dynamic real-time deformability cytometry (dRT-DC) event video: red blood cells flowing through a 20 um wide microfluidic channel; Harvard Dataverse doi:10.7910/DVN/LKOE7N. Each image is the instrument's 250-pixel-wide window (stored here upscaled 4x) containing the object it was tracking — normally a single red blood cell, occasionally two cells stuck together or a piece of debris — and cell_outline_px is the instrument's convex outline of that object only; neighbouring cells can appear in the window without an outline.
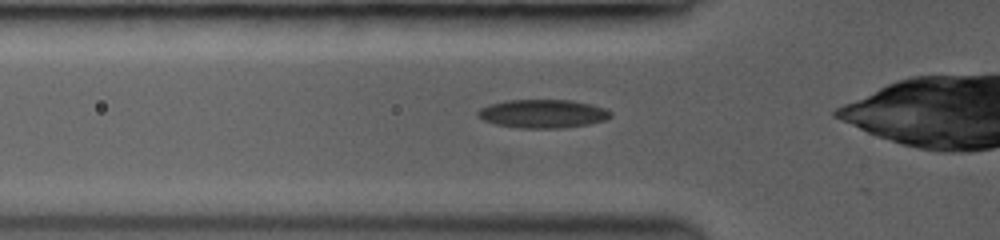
{"species": "common noctule bat (a hibernating species)", "species_latin": "Nyctalus noctula", "temperature_condition": "room temperature", "stored_images_in_passage": 44, "camera_frame_rate_fps": 3500, "um_per_image_px": 0.085, "animal": {"sex": "female", "body_mass_g": 19.0, "forearm_length_mm": 53.3}, "frame": {"image": 1, "passage_image": 14, "time_ms": 3.714, "image_size_px": [1000, 240], "cell_outline_px": [[612, 116], [604, 120], [588, 124], [560, 128], [520, 128], [496, 124], [484, 120], [476, 116], [476, 112], [480, 108], [492, 104], [508, 100], [568, 100], [588, 104], [604, 108], [612, 112]], "centroid_in_image_um": [46.11, 9.67], "position_along_channel_um": 79.7, "area_um2": 21.79}}
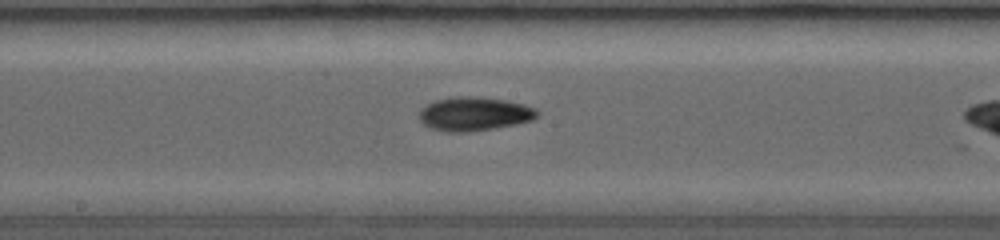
{"frame": {"image": 2, "passage_image": 25, "time_ms": 6.857, "image_size_px": [1000, 240], "cell_outline_px": [[536, 116], [532, 120], [516, 124], [468, 132], [444, 132], [432, 128], [424, 124], [420, 120], [420, 112], [428, 104], [436, 100], [500, 100], [520, 104], [532, 108], [536, 112]], "centroid_in_image_um": [40.28, 9.77], "position_along_channel_um": 207.9, "area_um2": 21.39}}
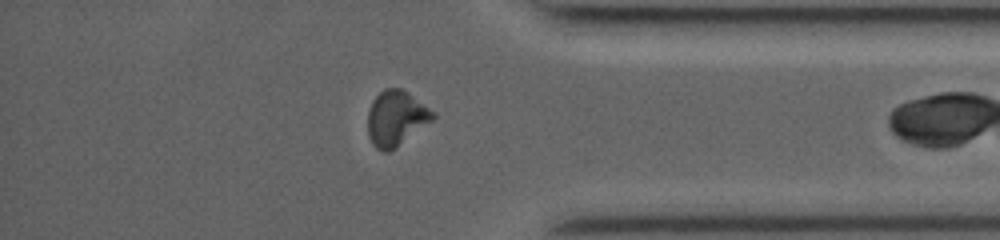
{"frame": {"image": 3, "passage_image": 42, "time_ms": 11.714, "image_size_px": [1000, 240], "cell_outline_px": [[436, 116], [432, 120], [396, 148], [388, 152], [384, 152], [376, 148], [372, 144], [368, 136], [368, 112], [372, 100], [384, 88], [400, 88], [408, 92], [436, 112]], "centroid_in_image_um": [33.66, 10.05], "position_along_channel_um": 401.5, "area_um2": 21.04}}